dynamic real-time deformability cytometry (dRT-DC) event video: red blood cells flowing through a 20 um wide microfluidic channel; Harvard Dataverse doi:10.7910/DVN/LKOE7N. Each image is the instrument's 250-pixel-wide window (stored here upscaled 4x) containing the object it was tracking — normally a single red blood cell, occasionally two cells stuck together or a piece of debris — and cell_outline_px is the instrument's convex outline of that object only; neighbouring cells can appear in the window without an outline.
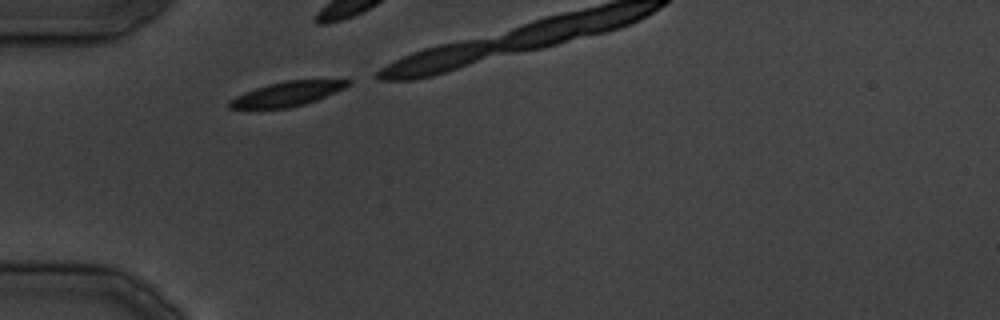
{"species": "common noctule bat (a hibernating species)", "species_latin": "Nyctalus noctula", "temperature_condition": "cold", "stored_images_in_passage": 6, "camera_frame_rate_fps": 3000, "um_per_image_px": 0.085, "animal": {"sex": "male", "body_mass_g": 19.5, "forearm_length_mm": 54.6}, "frame": {"image": 1, "passage_image": 1, "time_ms": 0.0, "image_size_px": [1000, 320], "cell_outline_px": [[352, 80], [344, 88], [336, 92], [316, 100], [304, 104], [288, 108], [228, 108], [228, 100], [244, 92], [268, 84], [288, 80]], "centroid_in_image_um": [24.37, 7.98], "position_along_channel_um": 60.6, "area_um2": 16.65}}